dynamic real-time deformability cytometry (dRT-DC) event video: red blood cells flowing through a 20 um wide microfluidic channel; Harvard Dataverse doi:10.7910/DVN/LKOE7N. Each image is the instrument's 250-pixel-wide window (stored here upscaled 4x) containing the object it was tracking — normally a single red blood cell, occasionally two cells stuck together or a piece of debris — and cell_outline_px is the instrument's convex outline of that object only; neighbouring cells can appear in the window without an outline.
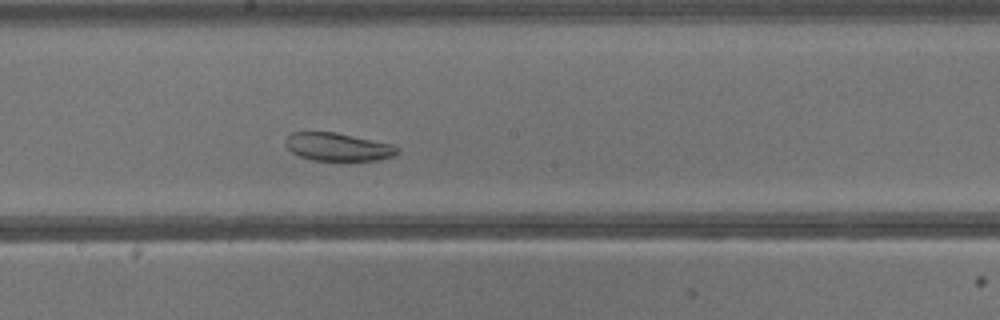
{"species": "common noctule bat (a hibernating species)", "species_latin": "Nyctalus noctula", "temperature_condition": "warm", "stored_images_in_passage": 32, "camera_frame_rate_fps": 3000, "um_per_image_px": 0.085, "animal": {"sex": "male", "body_mass_g": 13.3}, "frame": {"image": 1, "passage_image": 14, "time_ms": 4.333, "image_size_px": [1000, 320], "cell_outline_px": [[400, 148], [396, 156], [376, 160], [312, 160], [300, 156], [292, 152], [288, 148], [284, 140], [292, 132], [336, 132], [396, 144]], "centroid_in_image_um": [28.79, 12.48], "position_along_channel_um": 219.4, "area_um2": 18.44}}
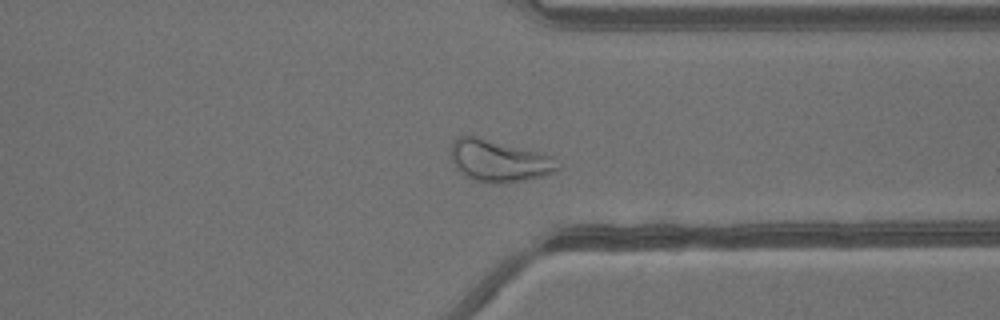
{"frame": {"image": 2, "passage_image": 23, "time_ms": 7.333, "image_size_px": [1000, 320], "cell_outline_px": [[560, 168], [556, 172], [544, 176], [504, 184], [500, 184], [476, 180], [464, 176], [456, 168], [452, 160], [452, 140], [456, 136], [476, 136], [544, 152], [552, 156]], "centroid_in_image_um": [42.44, 13.66], "position_along_channel_um": 369.0, "area_um2": 26.36}}